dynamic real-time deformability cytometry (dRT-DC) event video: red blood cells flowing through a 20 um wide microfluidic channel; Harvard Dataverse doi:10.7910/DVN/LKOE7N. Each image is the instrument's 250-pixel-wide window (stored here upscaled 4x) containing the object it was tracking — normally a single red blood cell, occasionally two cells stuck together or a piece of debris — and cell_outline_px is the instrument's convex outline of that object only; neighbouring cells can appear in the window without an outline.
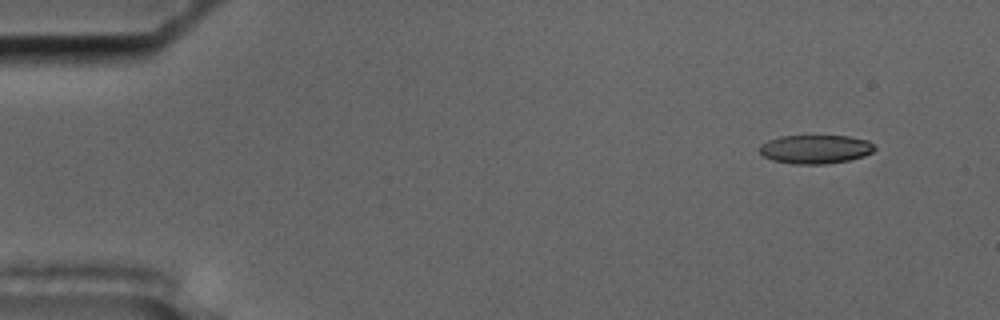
{"species": "common noctule bat (a hibernating species)", "species_latin": "Nyctalus noctula", "temperature_condition": "cold", "stored_images_in_passage": 57, "camera_frame_rate_fps": 3000, "um_per_image_px": 0.085, "animal": {"sex": "male", "body_mass_g": 17.5, "forearm_length_mm": 52.3}, "frame": {"image": 1, "passage_image": 5, "time_ms": 1.333, "image_size_px": [1000, 320], "cell_outline_px": [[876, 148], [872, 152], [864, 156], [848, 160], [824, 164], [792, 164], [772, 160], [764, 156], [760, 152], [760, 144], [768, 140], [780, 136], [848, 136], [868, 140]], "centroid_in_image_um": [69.3, 12.68], "position_along_channel_um": 15.7, "area_um2": 19.25}}
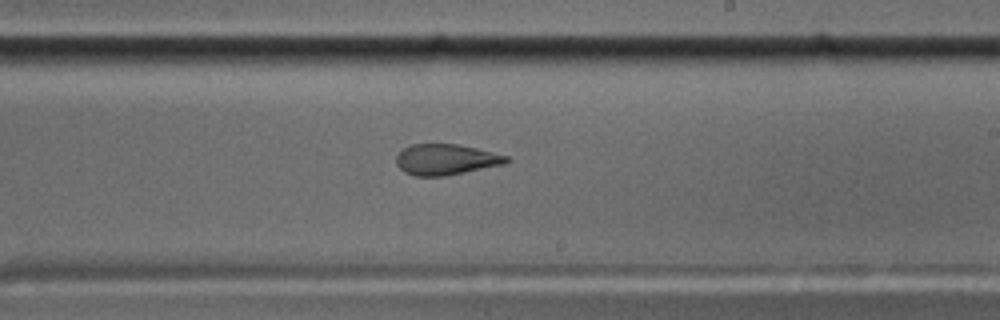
{"frame": {"image": 2, "passage_image": 34, "time_ms": 11.0, "image_size_px": [1000, 320], "cell_outline_px": [[512, 160], [504, 164], [444, 176], [416, 176], [404, 172], [396, 164], [396, 156], [404, 148], [412, 144], [456, 144], [476, 148], [508, 156]], "centroid_in_image_um": [37.9, 13.56], "position_along_channel_um": 251.1, "area_um2": 19.65}}
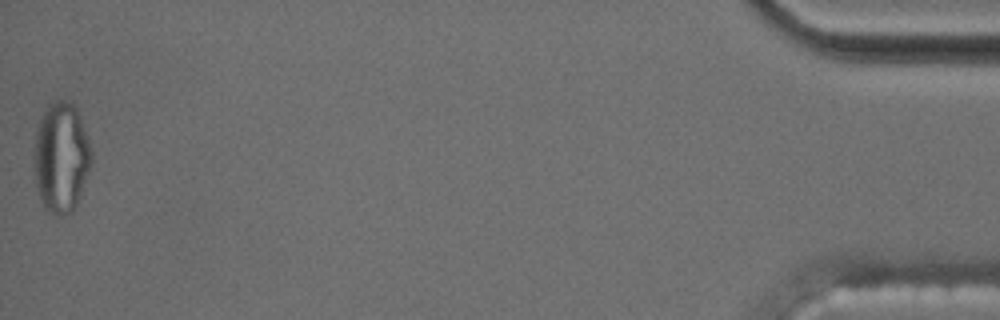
{"frame": {"image": 3, "passage_image": 57, "time_ms": 18.667, "image_size_px": [1000, 320], "cell_outline_px": [[92, 160], [80, 196], [72, 212], [48, 212], [44, 208], [40, 200], [36, 184], [36, 128], [48, 104], [56, 100], [64, 100], [72, 104], [76, 108], [88, 136], [92, 152]], "centroid_in_image_um": [5.23, 13.35], "position_along_channel_um": 430.0, "area_um2": 36.07}, "authors_computed_cell_mechanics": {"area_um2": 20.7502, "velocity_mm_per_s": 3.5453, "shape_relaxation_time_tau1_ms": null, "shape_relaxation_time_tau2_ms": 1.8187, "deformation_change_tau1": null, "deformation_change_tau2": 0.0877}}